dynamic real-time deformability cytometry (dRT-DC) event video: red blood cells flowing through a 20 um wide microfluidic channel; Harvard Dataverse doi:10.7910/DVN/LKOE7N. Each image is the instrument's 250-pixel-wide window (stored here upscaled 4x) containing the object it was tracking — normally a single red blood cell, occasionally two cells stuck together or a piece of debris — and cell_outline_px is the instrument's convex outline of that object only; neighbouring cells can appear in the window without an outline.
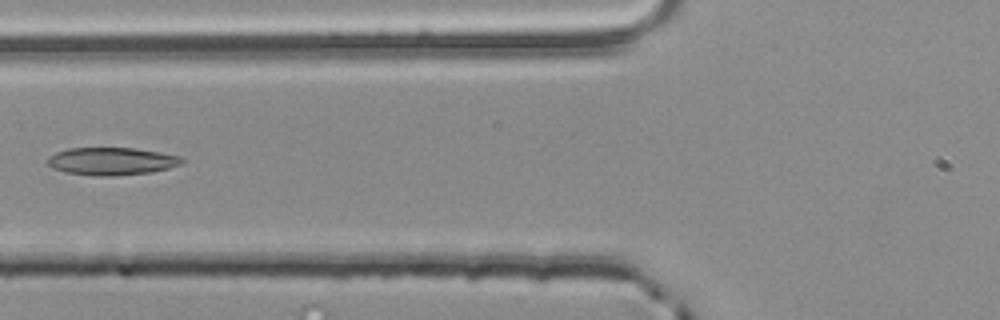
{"species": "common noctule bat (a hibernating species)", "species_latin": "Nyctalus noctula", "temperature_condition": "room temperature", "stored_images_in_passage": 5, "segment_of_instrument_passage": [2, 2], "camera_frame_rate_fps": 3000, "um_per_image_px": 0.085, "animal": {"sex": "male", "body_mass_g": 20.4}, "frame": {"image": 1, "passage_image": 5, "time_ms": 1.333, "image_size_px": [1000, 320], "cell_outline_px": [[188, 160], [180, 164], [168, 168], [152, 172], [116, 176], [92, 176], [68, 172], [52, 168], [48, 164], [48, 156], [56, 152], [68, 148], [136, 148], [184, 156]], "centroid_in_image_um": [9.55, 13.7], "position_along_channel_um": 116.3, "area_um2": 21.91}}